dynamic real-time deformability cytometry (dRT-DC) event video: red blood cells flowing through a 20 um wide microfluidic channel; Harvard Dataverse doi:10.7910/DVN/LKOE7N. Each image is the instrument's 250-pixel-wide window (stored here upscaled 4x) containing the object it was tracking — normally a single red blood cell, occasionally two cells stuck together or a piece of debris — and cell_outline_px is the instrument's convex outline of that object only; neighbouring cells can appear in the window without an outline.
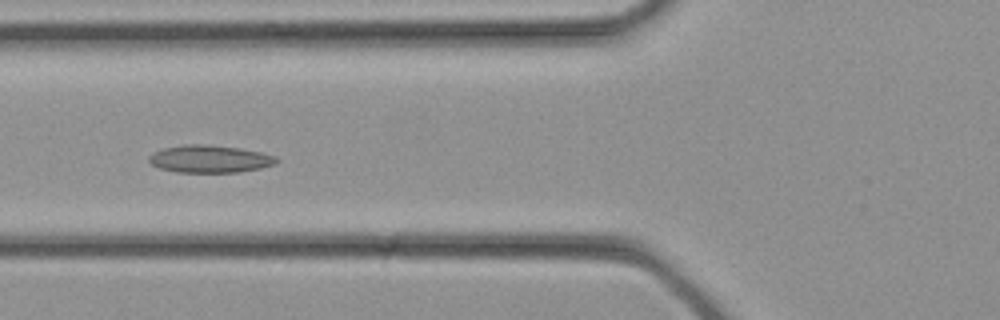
{"species": "common noctule bat (a hibernating species)", "species_latin": "Nyctalus noctula", "temperature_condition": "cold", "stored_images_in_passage": 34, "camera_frame_rate_fps": 3000, "um_per_image_px": 0.085, "animal": {"sex": "female", "body_mass_g": 21.9}, "frame": {"image": 1, "passage_image": 13, "time_ms": 4.0, "image_size_px": [1000, 320], "cell_outline_px": [[280, 160], [276, 164], [260, 168], [240, 172], [176, 172], [160, 168], [152, 164], [148, 160], [148, 156], [152, 152], [164, 148], [184, 144], [208, 144], [240, 148], [260, 152], [276, 156]], "centroid_in_image_um": [17.84, 13.5], "position_along_channel_um": 108.0, "area_um2": 20.58}}
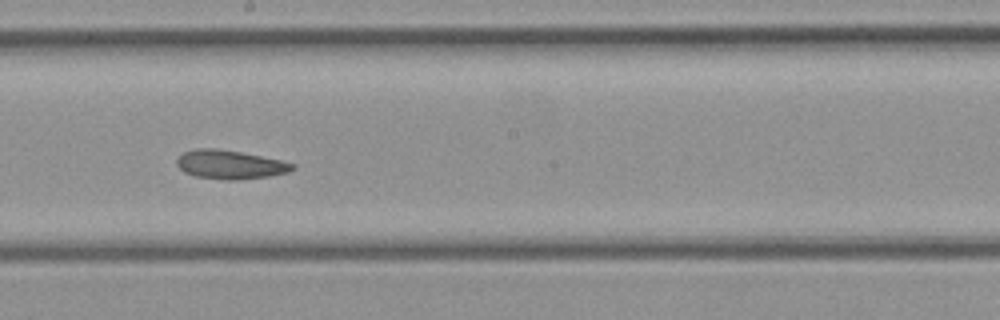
{"frame": {"image": 2, "passage_image": 19, "time_ms": 6.0, "image_size_px": [1000, 320], "cell_outline_px": [[296, 168], [288, 172], [268, 176], [240, 180], [228, 180], [196, 176], [184, 172], [176, 164], [176, 160], [184, 152], [196, 148], [216, 148], [240, 152], [280, 160], [296, 164]], "centroid_in_image_um": [19.56, 13.99], "position_along_channel_um": 228.6, "area_um2": 19.31}}
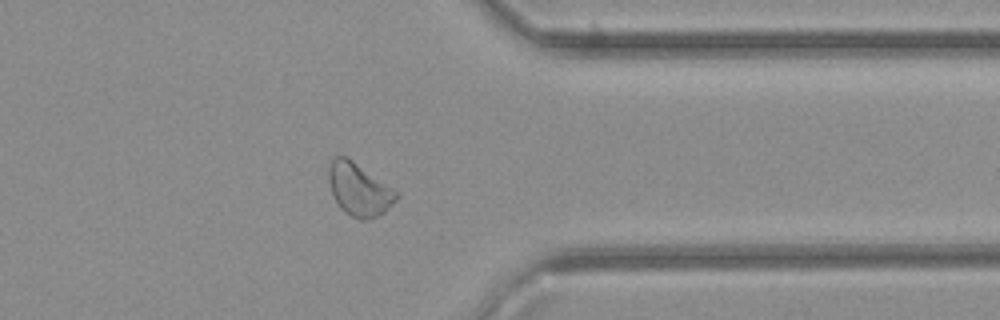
{"frame": {"image": 3, "passage_image": 27, "time_ms": 8.667, "image_size_px": [1000, 320], "cell_outline_px": [[400, 196], [384, 212], [376, 216], [364, 220], [360, 220], [344, 212], [340, 208], [332, 192], [328, 180], [328, 164], [332, 156], [344, 156], [352, 160], [396, 192]], "centroid_in_image_um": [30.46, 16.1], "position_along_channel_um": 380.9, "area_um2": 20.35}}